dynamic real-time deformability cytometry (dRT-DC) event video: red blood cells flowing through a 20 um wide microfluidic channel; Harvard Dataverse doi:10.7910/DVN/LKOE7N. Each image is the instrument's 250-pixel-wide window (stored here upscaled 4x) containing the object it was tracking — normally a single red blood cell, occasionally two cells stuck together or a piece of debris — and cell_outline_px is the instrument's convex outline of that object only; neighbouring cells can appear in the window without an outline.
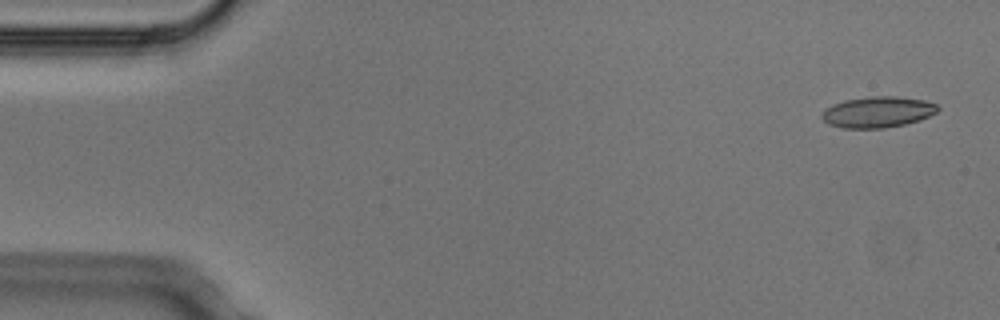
{"species": "Egyptian fruit bat (a non-hibernating species)", "species_latin": "Rousettus aegyptiacus", "temperature_condition": "cold", "stored_images_in_passage": 4, "camera_frame_rate_fps": 3000, "um_per_image_px": 0.085, "animal": {"sex": "male"}, "frame": {"image": 1, "passage_image": 1, "time_ms": 0.0, "image_size_px": [1000, 320], "cell_outline_px": [[940, 108], [936, 112], [920, 120], [904, 124], [884, 128], [844, 128], [828, 124], [820, 116], [824, 108], [832, 104], [844, 100], [868, 96], [896, 96], [924, 100], [936, 104]], "centroid_in_image_um": [74.57, 9.51], "position_along_channel_um": 10.4, "area_um2": 21.04}}
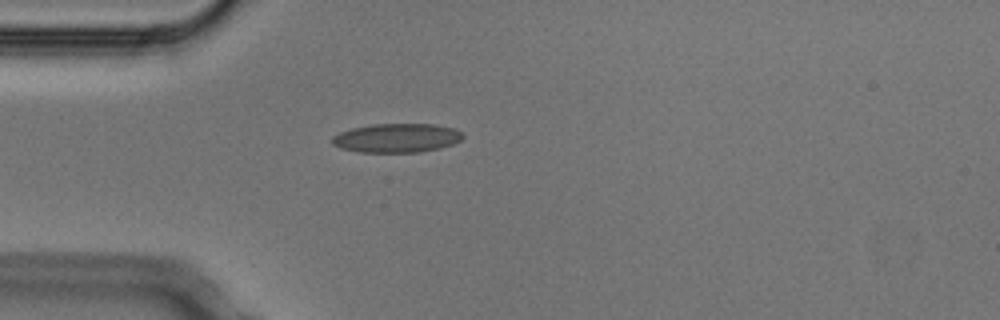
{"frame": {"image": 2, "passage_image": 4, "time_ms": 1.0, "image_size_px": [1000, 320], "cell_outline_px": [[464, 136], [460, 140], [452, 144], [440, 148], [420, 152], [360, 152], [340, 148], [332, 144], [332, 136], [340, 132], [352, 128], [372, 124], [436, 124], [456, 128]], "centroid_in_image_um": [33.72, 11.72], "position_along_channel_um": 51.3, "area_um2": 22.14}}